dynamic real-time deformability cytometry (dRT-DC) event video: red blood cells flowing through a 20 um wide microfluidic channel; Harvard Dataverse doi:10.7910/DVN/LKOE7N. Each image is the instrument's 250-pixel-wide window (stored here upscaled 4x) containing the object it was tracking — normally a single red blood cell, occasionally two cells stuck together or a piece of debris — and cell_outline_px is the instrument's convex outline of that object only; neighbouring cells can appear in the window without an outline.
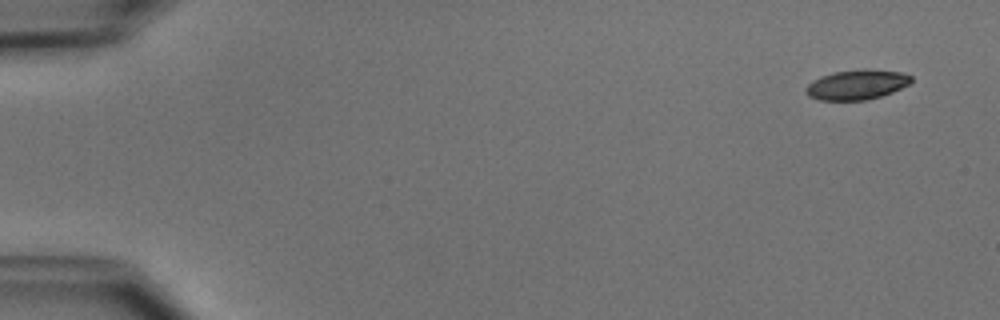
{"species": "common noctule bat (a hibernating species)", "species_latin": "Nyctalus noctula", "temperature_condition": "cold", "stored_images_in_passage": 50, "camera_frame_rate_fps": 3000, "um_per_image_px": 0.085, "animal": {"sex": "male", "body_mass_g": 15.6}, "frame": {"image": 1, "passage_image": 1, "time_ms": 0.0, "image_size_px": [1000, 320], "cell_outline_px": [[912, 80], [908, 84], [892, 92], [880, 96], [864, 100], [820, 100], [808, 96], [804, 92], [804, 88], [812, 80], [820, 76], [832, 72], [860, 68], [868, 68], [900, 72], [912, 76]], "centroid_in_image_um": [72.78, 7.17], "position_along_channel_um": 12.2, "area_um2": 18.55}}
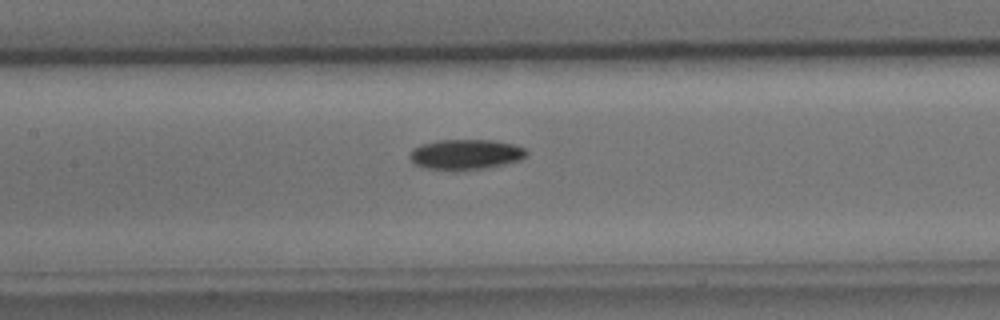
{"frame": {"image": 2, "passage_image": 23, "time_ms": 7.333, "image_size_px": [1000, 320], "cell_outline_px": [[528, 152], [520, 160], [504, 164], [484, 168], [456, 172], [452, 172], [424, 168], [412, 164], [408, 156], [412, 148], [436, 140], [496, 140], [512, 144], [524, 148]], "centroid_in_image_um": [39.51, 13.15], "position_along_channel_um": 167.9, "area_um2": 21.04}}
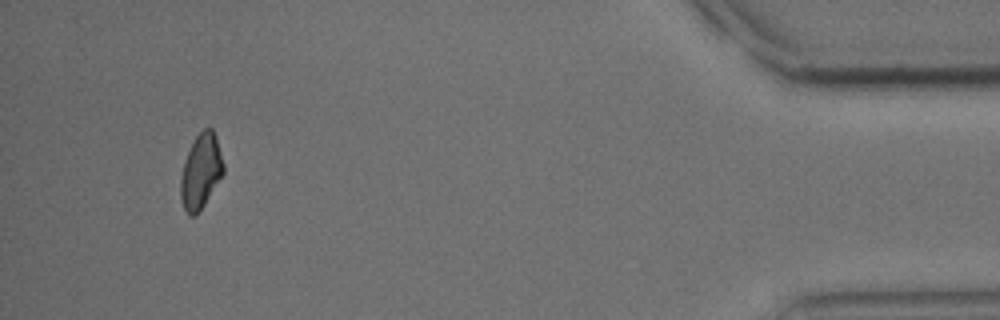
{"frame": {"image": 3, "passage_image": 47, "time_ms": 15.333, "image_size_px": [1000, 320], "cell_outline_px": [[224, 172], [204, 204], [196, 216], [188, 216], [184, 208], [180, 196], [180, 180], [184, 160], [196, 136], [204, 128], [212, 128], [216, 136], [224, 164]], "centroid_in_image_um": [17.06, 14.57], "position_along_channel_um": 418.1, "area_um2": 18.5}, "authors_computed_cell_mechanics": {"area_um2": 19.4208, "velocity_mm_per_s": 3.927, "shape_relaxation_time_tau1_ms": 2.064, "shape_relaxation_time_tau2_ms": null, "deformation_change_tau1": 0.1182, "deformation_change_tau2": null}}